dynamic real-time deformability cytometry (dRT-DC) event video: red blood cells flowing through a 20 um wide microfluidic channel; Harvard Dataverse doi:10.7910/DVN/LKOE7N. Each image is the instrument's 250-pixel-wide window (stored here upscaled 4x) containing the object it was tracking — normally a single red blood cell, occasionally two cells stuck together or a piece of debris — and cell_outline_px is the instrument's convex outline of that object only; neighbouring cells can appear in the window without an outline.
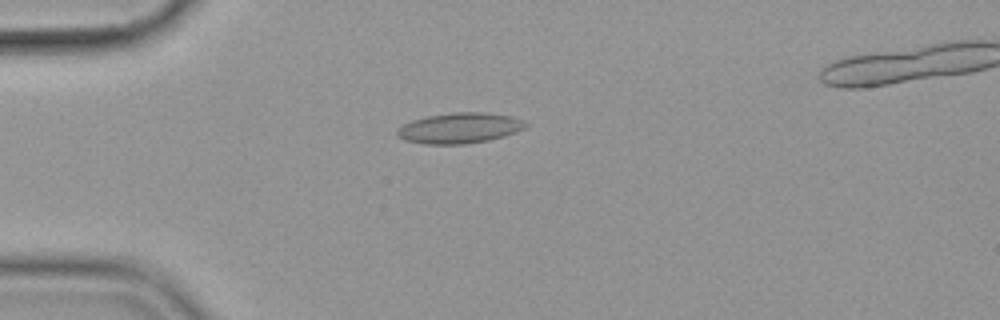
{"species": "common noctule bat (a hibernating species)", "species_latin": "Nyctalus noctula", "temperature_condition": "cold", "stored_images_in_passage": 43, "camera_frame_rate_fps": 3000, "um_per_image_px": 0.085, "animal": {"sex": "female", "body_mass_g": 19.9}, "frame": {"image": 1, "passage_image": 2, "time_ms": 0.333, "image_size_px": [1000, 320], "cell_outline_px": [[528, 124], [524, 128], [516, 132], [504, 136], [488, 140], [464, 144], [424, 144], [404, 140], [396, 136], [396, 128], [412, 120], [424, 116], [452, 112], [488, 112], [512, 116], [524, 120]], "centroid_in_image_um": [39.04, 10.87], "position_along_channel_um": 46.0, "area_um2": 23.18}}
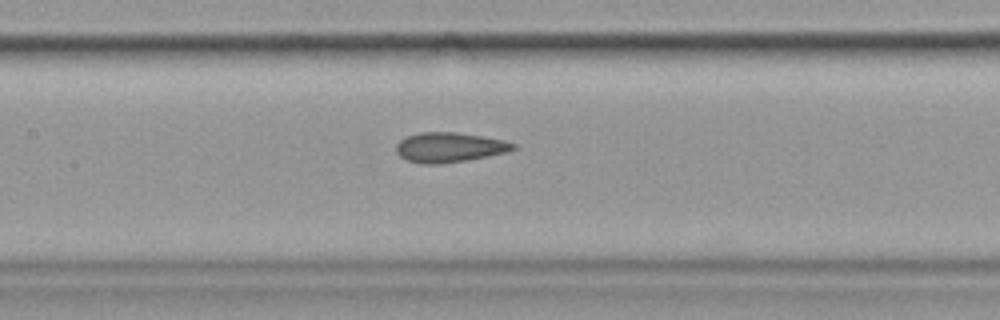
{"frame": {"image": 2, "passage_image": 14, "time_ms": 4.333, "image_size_px": [1000, 320], "cell_outline_px": [[520, 148], [508, 152], [468, 160], [436, 164], [420, 164], [404, 160], [396, 152], [396, 144], [400, 140], [408, 136], [420, 132], [456, 132], [504, 140], [516, 144]], "centroid_in_image_um": [38.21, 12.53], "position_along_channel_um": 169.2, "area_um2": 20.52}}
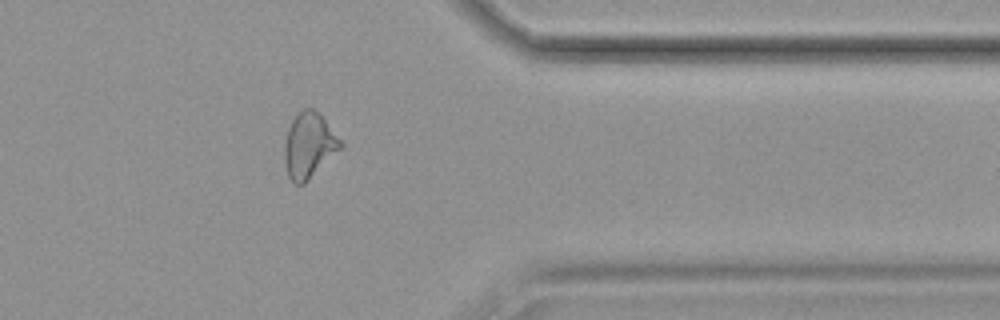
{"frame": {"image": 3, "passage_image": 33, "time_ms": 10.667, "image_size_px": [1000, 320], "cell_outline_px": [[344, 144], [304, 184], [296, 184], [288, 176], [284, 164], [284, 144], [288, 128], [292, 120], [304, 108], [312, 108], [324, 120]], "centroid_in_image_um": [26.22, 12.38], "position_along_channel_um": 385.2, "area_um2": 20.75}}